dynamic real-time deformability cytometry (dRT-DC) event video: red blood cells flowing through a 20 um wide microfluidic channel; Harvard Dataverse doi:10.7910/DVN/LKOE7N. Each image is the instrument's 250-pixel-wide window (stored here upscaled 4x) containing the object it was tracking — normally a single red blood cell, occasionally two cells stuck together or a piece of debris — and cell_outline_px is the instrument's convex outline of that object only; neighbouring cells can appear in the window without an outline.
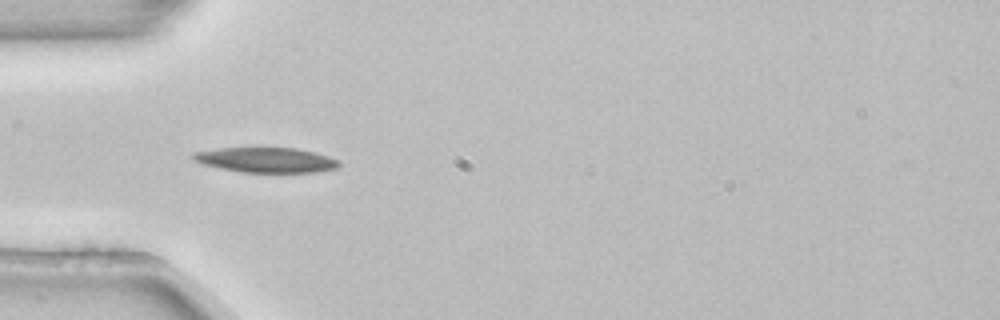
{"species": "common noctule bat (a hibernating species)", "species_latin": "Nyctalus noctula", "temperature_condition": "room temperature", "stored_images_in_passage": 4, "camera_frame_rate_fps": 3000, "um_per_image_px": 0.085, "animal": {"sex": "female", "body_mass_g": 22.7, "forearm_length_mm": 54.2}, "frame": {"image": 1, "passage_image": 3, "time_ms": 0.667, "image_size_px": [1000, 320], "cell_outline_px": [[340, 164], [336, 168], [316, 172], [244, 172], [220, 168], [204, 164], [192, 160], [188, 156], [192, 152], [220, 148], [256, 144], [296, 148], [316, 152], [340, 160]], "centroid_in_image_um": [22.56, 13.53], "position_along_channel_um": 62.4, "area_um2": 22.43}}